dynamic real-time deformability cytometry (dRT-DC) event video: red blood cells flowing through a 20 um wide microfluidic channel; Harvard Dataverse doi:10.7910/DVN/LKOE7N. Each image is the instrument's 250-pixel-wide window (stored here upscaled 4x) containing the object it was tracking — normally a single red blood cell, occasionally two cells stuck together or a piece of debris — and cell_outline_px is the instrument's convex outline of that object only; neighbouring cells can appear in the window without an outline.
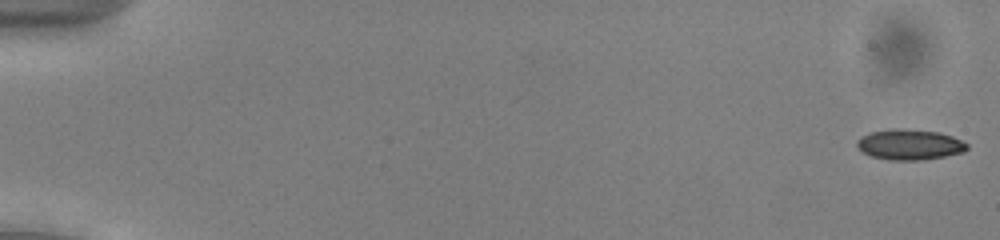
{"species": "common noctule bat (a hibernating species)", "species_latin": "Nyctalus noctula", "temperature_condition": "cold", "stored_images_in_passage": 53, "camera_frame_rate_fps": 3000, "um_per_image_px": 0.085, "animal": {"sex": "male", "body_mass_g": 13.0, "forearm_length_mm": 53.1}, "frame": {"image": 1, "passage_image": 1, "time_ms": 0.0, "image_size_px": [1000, 240], "cell_outline_px": [[968, 148], [964, 152], [924, 160], [888, 160], [872, 156], [864, 152], [856, 144], [856, 140], [860, 136], [872, 132], [940, 132], [952, 136], [968, 144]], "centroid_in_image_um": [77.36, 12.35], "position_along_channel_um": 7.6, "area_um2": 18.5}}
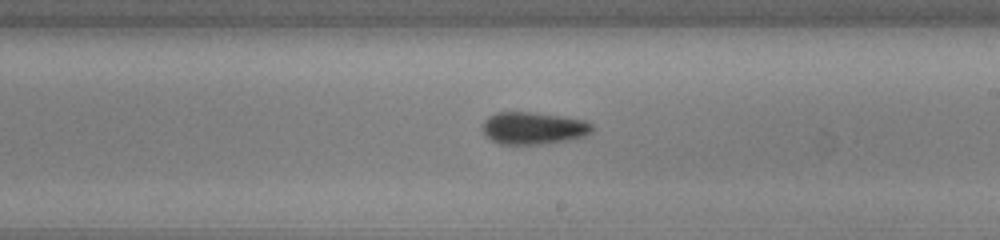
{"frame": {"image": 2, "passage_image": 32, "time_ms": 10.333, "image_size_px": [1000, 240], "cell_outline_px": [[596, 128], [592, 132], [584, 136], [568, 140], [548, 144], [500, 144], [484, 136], [480, 128], [484, 120], [488, 116], [496, 112], [532, 112], [560, 116], [584, 120], [592, 124]], "centroid_in_image_um": [45.31, 10.9], "position_along_channel_um": 243.7, "area_um2": 20.98}}
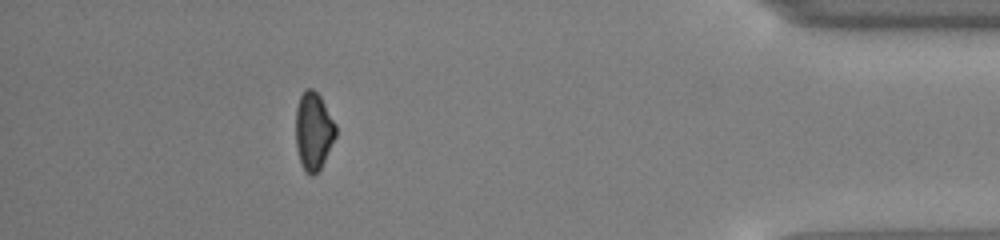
{"frame": {"image": 3, "passage_image": 48, "time_ms": 15.667, "image_size_px": [1000, 240], "cell_outline_px": [[336, 136], [320, 168], [312, 176], [304, 172], [300, 164], [296, 148], [296, 108], [300, 96], [304, 88], [312, 88], [320, 96], [336, 124]], "centroid_in_image_um": [26.63, 11.14], "position_along_channel_um": 408.6, "area_um2": 18.21}, "authors_computed_cell_mechanics": {"area_um2": 19.4208, "velocity_mm_per_s": 3.9475, "shape_relaxation_time_tau1_ms": 2.4001, "shape_relaxation_time_tau2_ms": null, "deformation_change_tau1": 0.0654, "deformation_change_tau2": null}}